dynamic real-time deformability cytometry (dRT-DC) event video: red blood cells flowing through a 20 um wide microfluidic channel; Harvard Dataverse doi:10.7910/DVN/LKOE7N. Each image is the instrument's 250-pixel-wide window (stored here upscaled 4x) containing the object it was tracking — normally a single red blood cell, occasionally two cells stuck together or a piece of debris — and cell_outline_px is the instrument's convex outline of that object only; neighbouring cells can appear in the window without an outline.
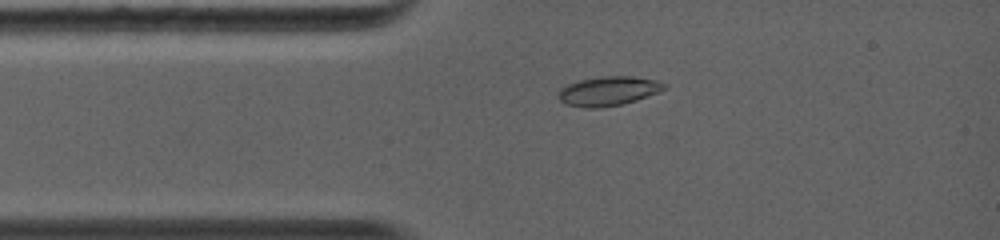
{"species": "common noctule bat (a hibernating species)", "species_latin": "Nyctalus noctula", "temperature_condition": "warm", "stored_images_in_passage": 37, "camera_frame_rate_fps": 5000, "um_per_image_px": 0.085, "animal": {"sex": "female", "body_mass_g": 19.0, "forearm_length_mm": 56.7}, "frame": {"image": 1, "passage_image": 1, "time_ms": 0.0, "image_size_px": [1000, 240], "cell_outline_px": [[668, 88], [636, 100], [620, 104], [600, 108], [584, 108], [564, 104], [556, 96], [568, 84], [580, 80], [600, 76], [632, 76], [656, 80], [668, 84]], "centroid_in_image_um": [51.73, 7.74], "position_along_channel_um": 33.3, "area_um2": 18.03}}
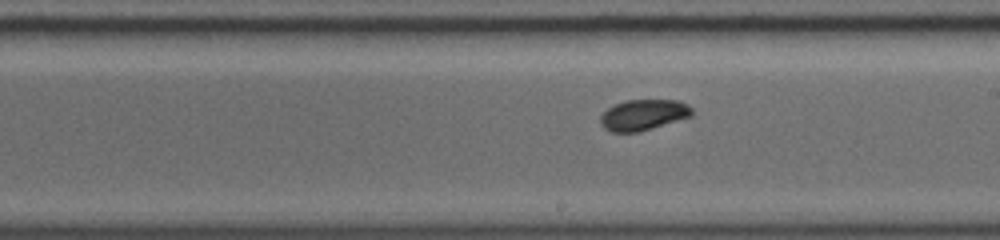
{"frame": {"image": 2, "passage_image": 16, "time_ms": 4.8, "image_size_px": [1000, 240], "cell_outline_px": [[692, 116], [640, 132], [612, 132], [604, 128], [600, 124], [600, 116], [608, 108], [624, 100], [680, 100], [688, 104], [692, 108]], "centroid_in_image_um": [54.7, 9.76], "position_along_channel_um": 234.3, "area_um2": 16.53}}
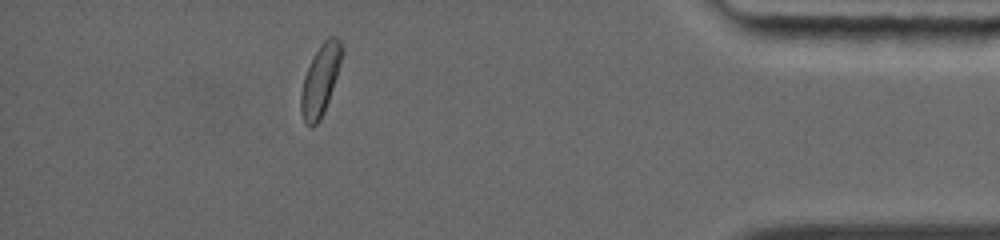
{"frame": {"image": 3, "passage_image": 32, "time_ms": 9.8, "image_size_px": [1000, 240], "cell_outline_px": [[344, 48], [336, 76], [324, 112], [320, 120], [312, 128], [304, 120], [300, 112], [300, 92], [304, 76], [320, 44], [328, 36], [336, 36], [340, 40]], "centroid_in_image_um": [27.22, 6.79], "position_along_channel_um": 408.0, "area_um2": 16.65}, "authors_computed_cell_mechanics": {"area_um2": 16.6464, "velocity_mm_per_s": 4.4114, "shape_relaxation_time_tau1_ms": 3.677, "shape_relaxation_time_tau2_ms": null, "deformation_change_tau1": 0.097, "deformation_change_tau2": null}}